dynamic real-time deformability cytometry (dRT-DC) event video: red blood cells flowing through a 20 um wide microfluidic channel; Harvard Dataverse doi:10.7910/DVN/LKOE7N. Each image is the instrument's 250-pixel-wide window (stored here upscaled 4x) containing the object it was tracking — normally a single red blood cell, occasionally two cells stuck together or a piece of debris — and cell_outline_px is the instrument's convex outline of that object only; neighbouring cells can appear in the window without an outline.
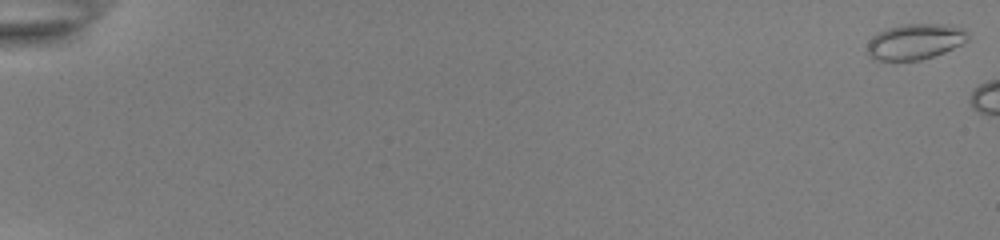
{"species": "common noctule bat (a hibernating species)", "species_latin": "Nyctalus noctula", "temperature_condition": "room temperature", "stored_images_in_passage": 6, "camera_frame_rate_fps": 3000, "um_per_image_px": 0.085, "animal": {"sex": "female", "body_mass_g": 22.0, "forearm_length_mm": 56.7}, "frame": {"image": 1, "passage_image": 1, "time_ms": 0.0, "image_size_px": [1000, 240], "cell_outline_px": [[968, 40], [964, 44], [944, 52], [920, 60], [872, 60], [864, 52], [872, 36], [888, 28], [904, 24], [948, 24], [964, 28], [968, 32]], "centroid_in_image_um": [77.78, 3.54], "position_along_channel_um": 7.2, "area_um2": 21.15}}